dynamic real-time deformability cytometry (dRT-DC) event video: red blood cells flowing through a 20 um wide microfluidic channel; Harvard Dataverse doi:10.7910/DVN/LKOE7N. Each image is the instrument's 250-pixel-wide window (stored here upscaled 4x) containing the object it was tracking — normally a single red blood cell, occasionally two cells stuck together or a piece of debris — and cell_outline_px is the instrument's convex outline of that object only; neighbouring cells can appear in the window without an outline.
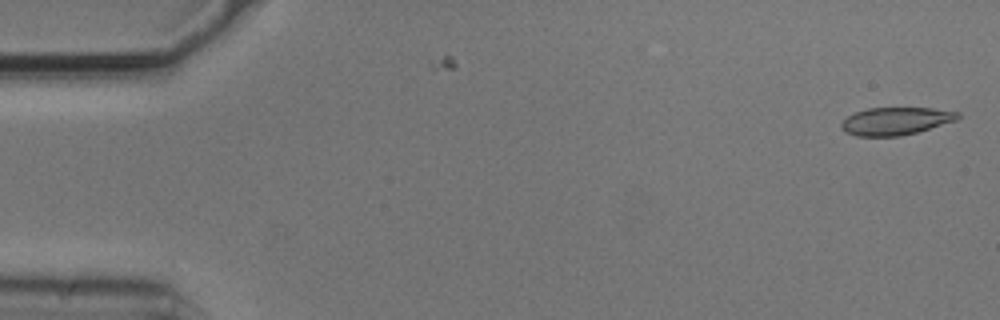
{"species": "common noctule bat (a hibernating species)", "species_latin": "Nyctalus noctula", "temperature_condition": "cold", "stored_images_in_passage": 5, "camera_frame_rate_fps": 3000, "um_per_image_px": 0.085, "animal": {"sex": "male", "body_mass_g": 20.5, "forearm_length_mm": 52.5}, "frame": {"image": 1, "passage_image": 1, "time_ms": 0.0, "image_size_px": [1000, 320], "cell_outline_px": [[960, 116], [956, 120], [916, 132], [900, 136], [856, 136], [844, 132], [840, 124], [848, 116], [856, 112], [868, 108], [932, 108], [960, 112]], "centroid_in_image_um": [76.12, 10.29], "position_along_channel_um": 8.9, "area_um2": 18.61}}